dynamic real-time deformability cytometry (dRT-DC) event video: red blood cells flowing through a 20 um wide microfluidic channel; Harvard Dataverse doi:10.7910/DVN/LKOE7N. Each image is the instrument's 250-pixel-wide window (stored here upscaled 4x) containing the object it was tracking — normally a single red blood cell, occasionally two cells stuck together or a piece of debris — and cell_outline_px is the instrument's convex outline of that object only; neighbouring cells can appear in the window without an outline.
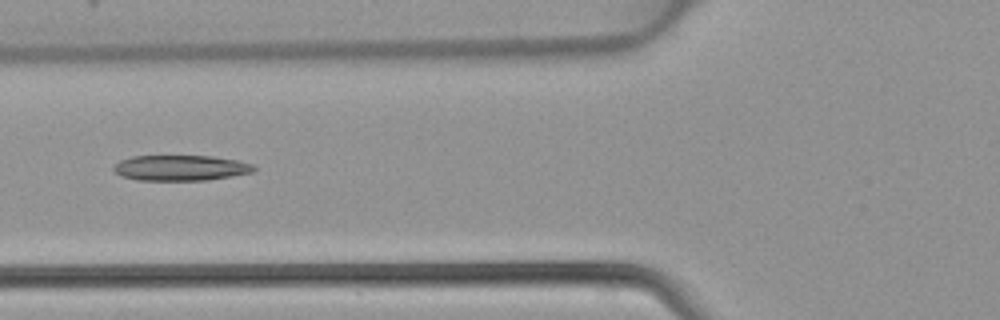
{"species": "common noctule bat (a hibernating species)", "species_latin": "Nyctalus noctula", "temperature_condition": "warm", "stored_images_in_passage": 5, "camera_frame_rate_fps": 3000, "um_per_image_px": 0.085, "animal": {"sex": "female", "body_mass_g": 22.7, "forearm_length_mm": 54.2}, "frame": {"image": 1, "passage_image": 4, "time_ms": 1.0, "image_size_px": [1000, 320], "cell_outline_px": [[256, 168], [252, 172], [232, 176], [208, 180], [136, 180], [120, 176], [112, 168], [120, 160], [132, 156], [212, 156], [236, 160], [252, 164]], "centroid_in_image_um": [15.33, 14.27], "position_along_channel_um": 110.5, "area_um2": 20.81}}
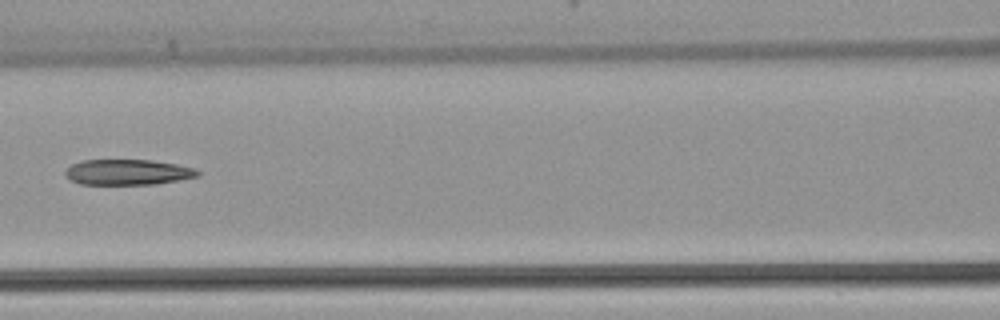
{"frame": {"image": 2, "passage_image": 5, "time_ms": 1.333, "image_size_px": [1000, 320], "cell_outline_px": [[200, 176], [152, 184], [80, 184], [64, 176], [64, 172], [72, 164], [84, 160], [152, 160], [176, 164], [192, 168], [200, 172]], "centroid_in_image_um": [10.83, 14.63], "position_along_channel_um": 155.8, "area_um2": 19.48}}